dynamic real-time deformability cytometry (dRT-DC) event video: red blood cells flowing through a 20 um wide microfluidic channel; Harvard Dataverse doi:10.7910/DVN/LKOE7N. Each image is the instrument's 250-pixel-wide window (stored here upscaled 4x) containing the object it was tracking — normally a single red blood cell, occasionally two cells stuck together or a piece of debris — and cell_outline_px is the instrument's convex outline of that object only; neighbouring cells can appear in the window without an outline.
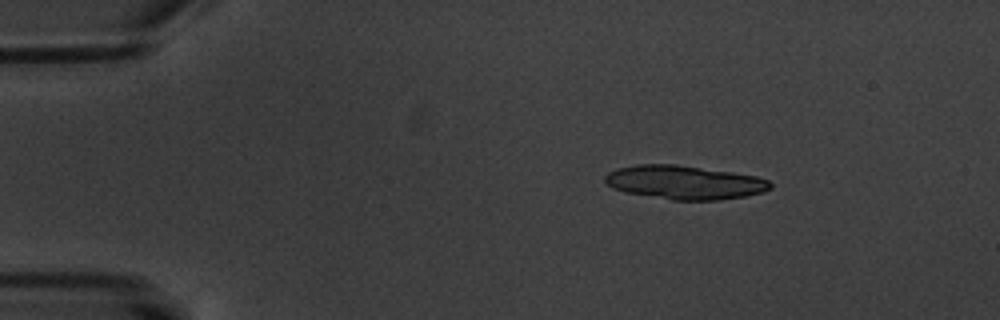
{"species": "common noctule bat (a hibernating species)", "species_latin": "Nyctalus noctula", "temperature_condition": "warm", "stored_images_in_passage": 6, "segment_of_instrument_passage": [1, 2], "camera_frame_rate_fps": 3000, "um_per_image_px": 0.085, "animal": {"sex": "male", "body_mass_g": 20.1, "forearm_length_mm": 53.5}, "frame": {"image": 1, "passage_image": 3, "time_ms": 3.0, "image_size_px": [1000, 320], "cell_outline_px": [[772, 188], [764, 192], [744, 196], [720, 200], [672, 200], [624, 192], [612, 188], [604, 180], [604, 176], [608, 172], [616, 168], [636, 164], [676, 164], [732, 172], [756, 176], [768, 180], [772, 184]], "centroid_in_image_um": [58.16, 15.5], "position_along_channel_um": 26.8, "area_um2": 32.71}}